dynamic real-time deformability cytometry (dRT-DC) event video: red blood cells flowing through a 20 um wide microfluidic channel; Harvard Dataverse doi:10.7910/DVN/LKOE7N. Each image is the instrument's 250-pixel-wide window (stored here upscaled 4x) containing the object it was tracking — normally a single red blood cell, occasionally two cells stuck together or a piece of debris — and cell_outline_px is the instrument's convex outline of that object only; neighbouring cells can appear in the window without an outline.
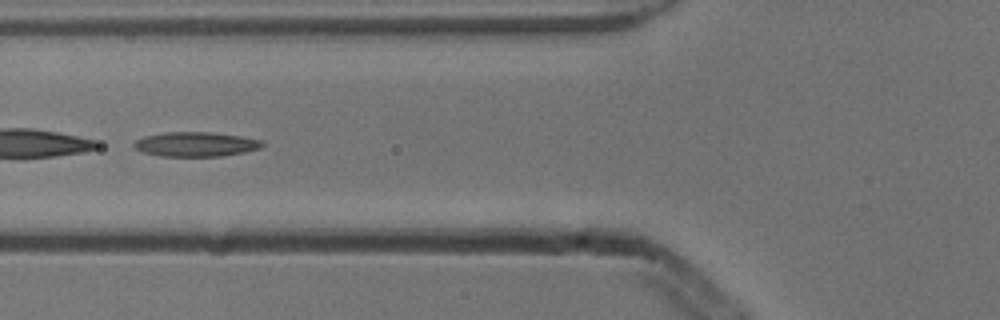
{"species": "common noctule bat (a hibernating species)", "species_latin": "Nyctalus noctula", "temperature_condition": "cold", "stored_images_in_passage": 52, "segment_of_instrument_passage": [2, 2], "camera_frame_rate_fps": 3000, "um_per_image_px": 0.085, "animal": {"sex": "male", "body_mass_g": 13.3}, "frame": {"image": 1, "passage_image": 20, "time_ms": 6.333, "image_size_px": [1000, 320], "cell_outline_px": [[264, 144], [260, 148], [244, 152], [224, 156], [160, 156], [140, 152], [132, 144], [136, 140], [144, 136], [164, 132], [212, 132], [240, 136], [264, 140]], "centroid_in_image_um": [16.63, 12.26], "position_along_channel_um": 109.2, "area_um2": 18.5}}
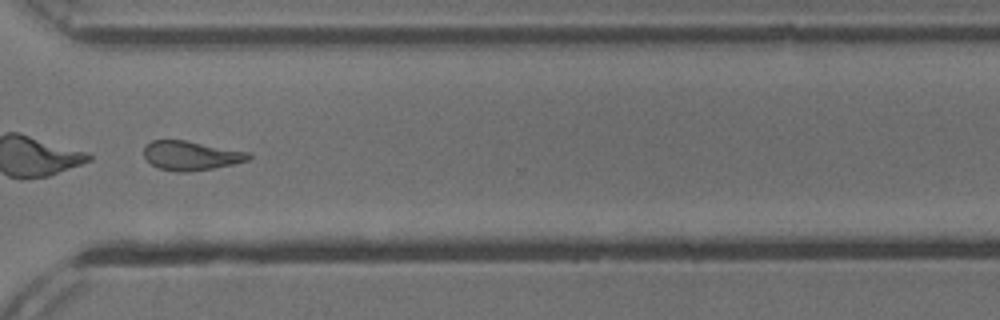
{"frame": {"image": 2, "passage_image": 39, "time_ms": 12.667, "image_size_px": [1000, 320], "cell_outline_px": [[252, 156], [248, 160], [232, 164], [212, 168], [184, 172], [176, 172], [156, 168], [144, 156], [144, 148], [152, 140], [184, 140], [252, 152]], "centroid_in_image_um": [16.25, 13.22], "position_along_channel_um": 354.4, "area_um2": 17.8}}